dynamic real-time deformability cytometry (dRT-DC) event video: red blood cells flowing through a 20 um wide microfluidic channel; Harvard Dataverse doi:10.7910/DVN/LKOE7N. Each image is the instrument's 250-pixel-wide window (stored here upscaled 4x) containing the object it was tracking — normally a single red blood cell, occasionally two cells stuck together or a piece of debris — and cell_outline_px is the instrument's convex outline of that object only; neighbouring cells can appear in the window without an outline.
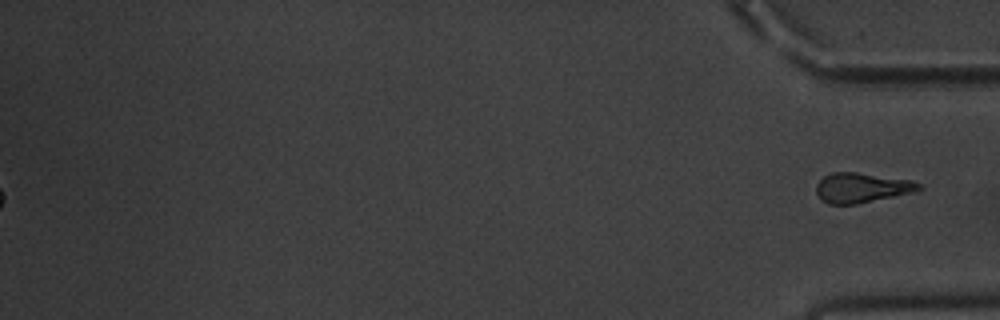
{"species": "common noctule bat (a hibernating species)", "species_latin": "Nyctalus noctula", "temperature_condition": "warm", "stored_images_in_passage": 62, "segment_of_instrument_passage": [2, 2], "camera_frame_rate_fps": 3000, "um_per_image_px": 0.085, "animal": {"sex": "male", "body_mass_g": 20.1, "forearm_length_mm": 53.5}, "frame": {"image": 1, "passage_image": 62, "time_ms": 20.333, "image_size_px": [1000, 320], "cell_outline_px": [[924, 188], [916, 192], [856, 204], [828, 204], [816, 192], [816, 184], [824, 176], [832, 172], [856, 172], [912, 180], [920, 184]], "centroid_in_image_um": [73.29, 15.95], "position_along_channel_um": 361.9, "area_um2": 17.86}}